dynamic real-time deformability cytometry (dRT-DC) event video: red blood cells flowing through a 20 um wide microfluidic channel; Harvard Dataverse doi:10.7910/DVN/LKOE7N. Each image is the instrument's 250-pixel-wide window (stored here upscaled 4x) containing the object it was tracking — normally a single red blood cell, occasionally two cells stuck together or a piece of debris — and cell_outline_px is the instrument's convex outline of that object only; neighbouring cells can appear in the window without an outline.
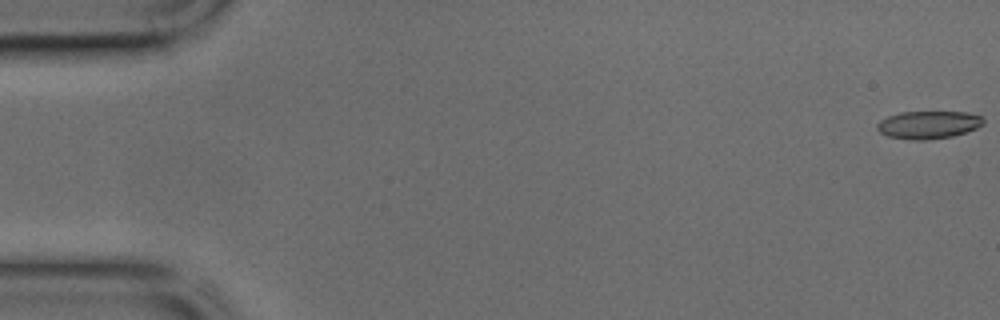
{"species": "common noctule bat (a hibernating species)", "species_latin": "Nyctalus noctula", "temperature_condition": "cold", "stored_images_in_passage": 13, "camera_frame_rate_fps": 3000, "um_per_image_px": 0.085, "animal": {"sex": "male", "body_mass_g": 17.9, "forearm_length_mm": 54.2}, "frame": {"image": 1, "passage_image": 1, "time_ms": 0.0, "image_size_px": [1000, 320], "cell_outline_px": [[984, 124], [976, 128], [952, 136], [928, 140], [912, 140], [888, 136], [880, 132], [876, 128], [876, 124], [880, 120], [888, 116], [900, 112], [964, 112], [980, 116], [984, 120]], "centroid_in_image_um": [78.88, 10.61], "position_along_channel_um": 6.1, "area_um2": 17.11}}
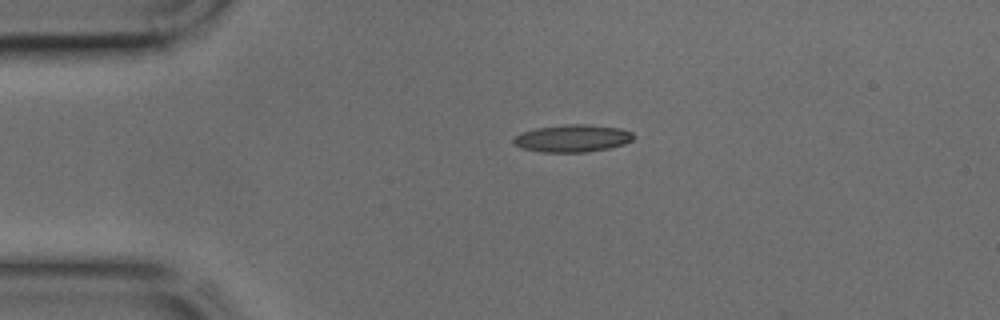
{"frame": {"image": 2, "passage_image": 10, "time_ms": 3.0, "image_size_px": [1000, 320], "cell_outline_px": [[636, 136], [632, 140], [624, 144], [608, 148], [588, 152], [540, 152], [520, 148], [512, 144], [512, 140], [520, 132], [536, 128], [564, 124], [588, 124], [620, 128], [632, 132]], "centroid_in_image_um": [48.63, 11.75], "position_along_channel_um": 36.4, "area_um2": 19.42}}